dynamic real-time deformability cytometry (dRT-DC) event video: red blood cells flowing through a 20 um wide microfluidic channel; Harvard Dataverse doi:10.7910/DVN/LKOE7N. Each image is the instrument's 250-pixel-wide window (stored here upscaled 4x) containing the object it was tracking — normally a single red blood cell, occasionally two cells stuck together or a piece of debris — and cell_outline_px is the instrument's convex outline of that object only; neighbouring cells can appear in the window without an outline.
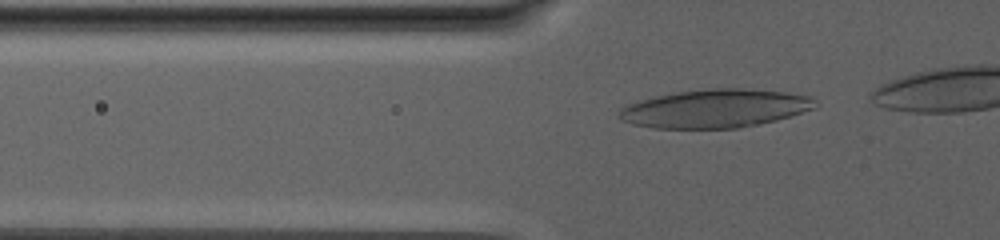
{"species": "human", "species_latin": "Homo sapiens", "temperature_condition": "warm", "stored_images_in_passage": 46, "camera_frame_rate_fps": 3000, "um_per_image_px": 0.085, "donor": {"sex": "male"}, "frame": {"image": 1, "passage_image": 2, "time_ms": 0.333, "image_size_px": [1000, 240], "cell_outline_px": [[816, 108], [776, 120], [736, 128], [652, 128], [632, 124], [620, 120], [620, 108], [628, 104], [652, 96], [676, 92], [712, 88], [740, 88], [788, 92], [812, 96], [816, 100]], "centroid_in_image_um": [60.79, 9.21], "position_along_channel_um": 65.0, "area_um2": 43.93}}
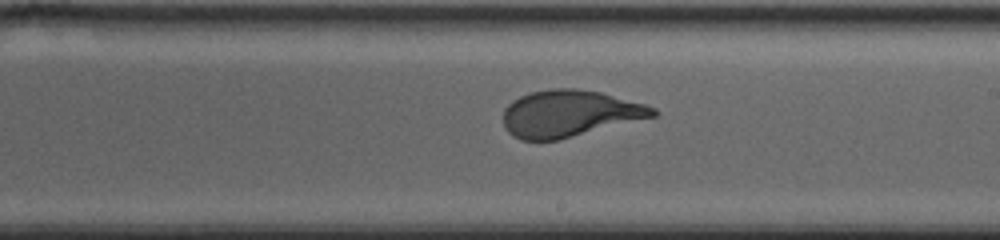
{"frame": {"image": 2, "passage_image": 24, "time_ms": 7.667, "image_size_px": [1000, 240], "cell_outline_px": [[660, 112], [656, 116], [556, 140], [520, 140], [512, 136], [504, 128], [504, 108], [512, 100], [520, 96], [532, 92], [552, 88], [576, 88], [600, 92], [644, 104], [656, 108]], "centroid_in_image_um": [48.39, 9.64], "position_along_channel_um": 240.6, "area_um2": 40.58}}
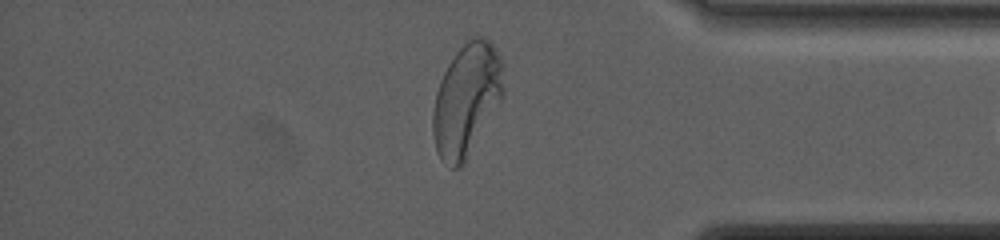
{"frame": {"image": 3, "passage_image": 44, "time_ms": 14.333, "image_size_px": [1000, 240], "cell_outline_px": [[504, 96], [464, 164], [460, 168], [452, 168], [444, 164], [440, 160], [436, 152], [432, 132], [432, 112], [436, 92], [440, 80], [448, 64], [456, 52], [468, 40], [476, 36], [484, 36], [492, 44], [504, 64]], "centroid_in_image_um": [39.66, 8.51], "position_along_channel_um": 395.5, "area_um2": 46.76}}